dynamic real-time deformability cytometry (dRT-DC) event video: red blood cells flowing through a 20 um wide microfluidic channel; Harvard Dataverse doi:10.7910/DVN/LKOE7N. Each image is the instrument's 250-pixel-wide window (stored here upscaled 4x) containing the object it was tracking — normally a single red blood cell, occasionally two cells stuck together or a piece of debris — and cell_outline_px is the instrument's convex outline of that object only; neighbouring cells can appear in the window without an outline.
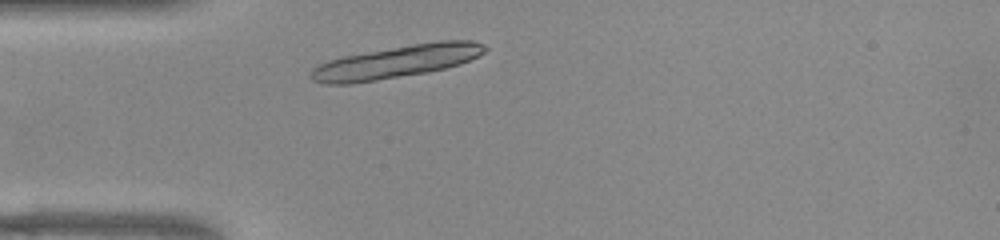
{"species": "common noctule bat (a hibernating species)", "species_latin": "Nyctalus noctula", "temperature_condition": "warm", "stored_images_in_passage": 39, "camera_frame_rate_fps": 3000, "um_per_image_px": 0.085, "animal": {"sex": "female", "body_mass_g": 22.0, "forearm_length_mm": 56.7}, "frame": {"image": 1, "passage_image": 1, "time_ms": 0.0, "image_size_px": [1000, 240], "cell_outline_px": [[488, 48], [484, 52], [460, 64], [428, 72], [352, 84], [324, 84], [312, 80], [308, 76], [312, 68], [328, 60], [344, 56], [412, 44], [440, 40], [472, 40], [484, 44]], "centroid_in_image_um": [33.67, 5.25], "position_along_channel_um": 51.3, "area_um2": 32.95}}